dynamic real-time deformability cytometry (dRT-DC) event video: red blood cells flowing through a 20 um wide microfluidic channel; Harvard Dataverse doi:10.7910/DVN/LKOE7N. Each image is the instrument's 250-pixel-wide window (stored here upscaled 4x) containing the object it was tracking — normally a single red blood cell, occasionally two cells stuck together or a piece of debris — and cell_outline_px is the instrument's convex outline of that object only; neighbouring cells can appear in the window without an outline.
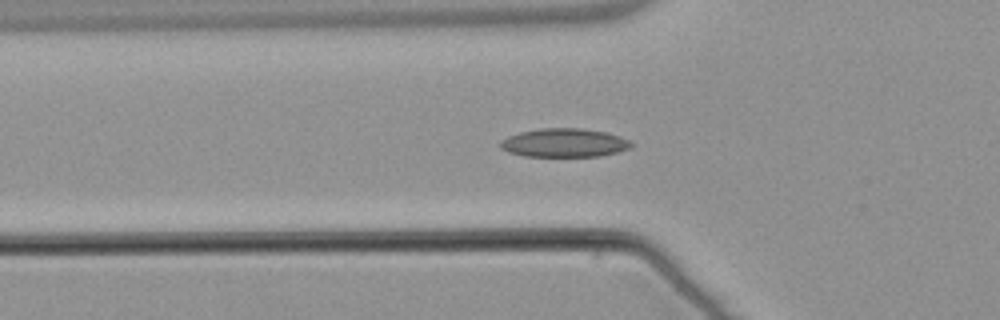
{"species": "common noctule bat (a hibernating species)", "species_latin": "Nyctalus noctula", "temperature_condition": "warm", "stored_images_in_passage": 54, "camera_frame_rate_fps": 3000, "um_per_image_px": 0.085, "animal": {"sex": "male", "body_mass_g": 21.5, "forearm_length_mm": 52.0}, "frame": {"image": 1, "passage_image": 18, "time_ms": 5.667, "image_size_px": [1000, 320], "cell_outline_px": [[636, 144], [632, 148], [600, 156], [524, 156], [508, 152], [500, 148], [500, 140], [508, 136], [520, 132], [540, 128], [584, 128], [604, 132], [620, 136]], "centroid_in_image_um": [47.97, 12.13], "position_along_channel_um": 77.8, "area_um2": 21.96}}
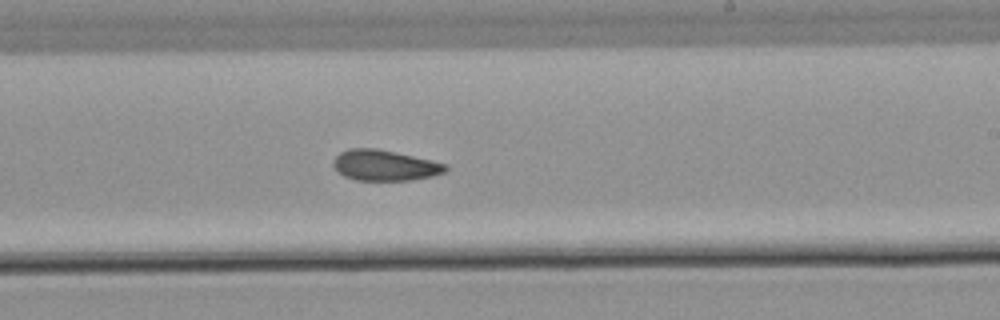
{"frame": {"image": 2, "passage_image": 32, "time_ms": 10.333, "image_size_px": [1000, 320], "cell_outline_px": [[448, 168], [444, 172], [432, 176], [412, 180], [356, 180], [344, 176], [332, 164], [332, 160], [340, 152], [348, 148], [376, 148], [432, 160], [444, 164]], "centroid_in_image_um": [32.67, 14.05], "position_along_channel_um": 256.3, "area_um2": 19.94}}
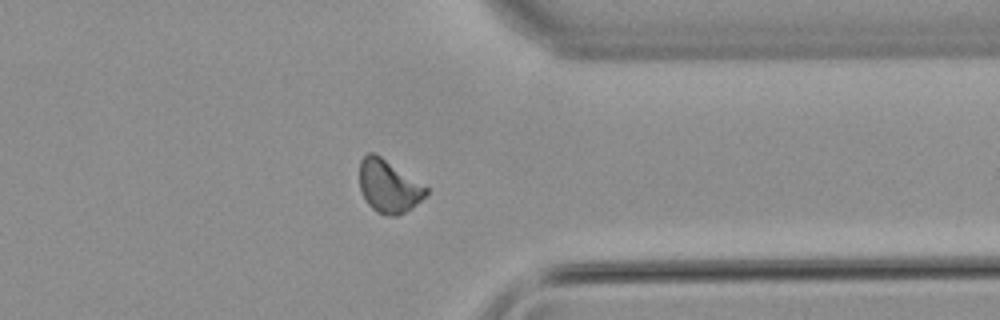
{"frame": {"image": 3, "passage_image": 42, "time_ms": 13.667, "image_size_px": [1000, 320], "cell_outline_px": [[428, 192], [412, 208], [396, 216], [388, 216], [376, 212], [368, 204], [360, 188], [360, 160], [368, 152], [372, 152], [380, 156], [428, 188]], "centroid_in_image_um": [33.01, 15.85], "position_along_channel_um": 378.4, "area_um2": 20.06}}